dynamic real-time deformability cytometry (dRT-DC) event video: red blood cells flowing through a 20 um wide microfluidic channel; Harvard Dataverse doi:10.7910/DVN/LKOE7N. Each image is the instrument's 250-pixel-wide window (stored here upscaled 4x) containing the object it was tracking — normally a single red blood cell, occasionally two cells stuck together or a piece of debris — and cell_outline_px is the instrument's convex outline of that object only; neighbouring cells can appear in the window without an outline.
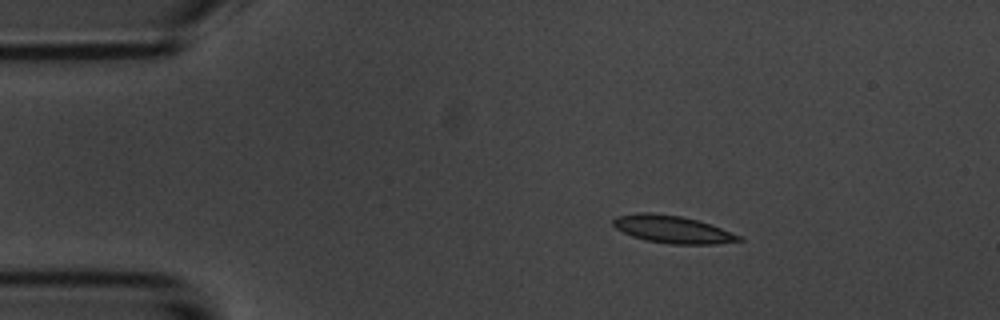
{"species": "common noctule bat (a hibernating species)", "species_latin": "Nyctalus noctula", "temperature_condition": "room temperature", "stored_images_in_passage": 3, "camera_frame_rate_fps": 3000, "um_per_image_px": 0.085, "animal": {"sex": "male", "body_mass_g": 20.1, "forearm_length_mm": 53.5}, "frame": {"image": 1, "passage_image": 1, "time_ms": 0.0, "image_size_px": [1000, 320], "cell_outline_px": [[744, 240], [716, 244], [672, 244], [644, 240], [632, 236], [616, 228], [612, 224], [612, 220], [616, 216], [636, 212], [648, 212], [680, 216], [696, 220], [744, 236]], "centroid_in_image_um": [57.15, 19.49], "position_along_channel_um": 27.9, "area_um2": 20.11}}
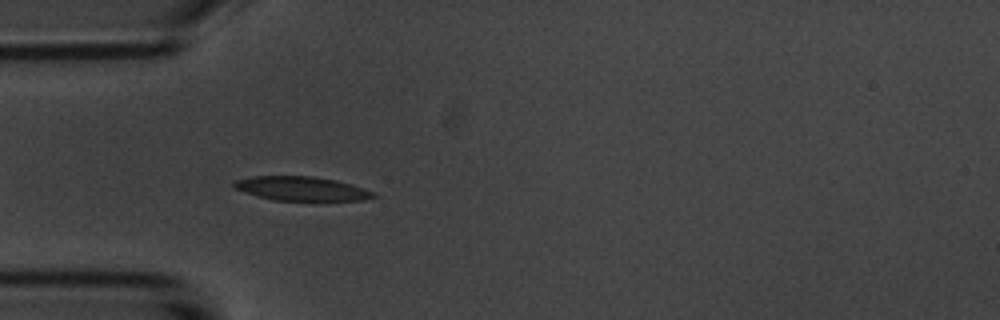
{"frame": {"image": 2, "passage_image": 3, "time_ms": 2.333, "image_size_px": [1000, 320], "cell_outline_px": [[376, 196], [364, 200], [272, 200], [256, 196], [232, 188], [232, 180], [252, 176], [312, 176], [336, 180], [352, 184], [376, 192]], "centroid_in_image_um": [25.58, 16.02], "position_along_channel_um": 59.4, "area_um2": 19.77}}